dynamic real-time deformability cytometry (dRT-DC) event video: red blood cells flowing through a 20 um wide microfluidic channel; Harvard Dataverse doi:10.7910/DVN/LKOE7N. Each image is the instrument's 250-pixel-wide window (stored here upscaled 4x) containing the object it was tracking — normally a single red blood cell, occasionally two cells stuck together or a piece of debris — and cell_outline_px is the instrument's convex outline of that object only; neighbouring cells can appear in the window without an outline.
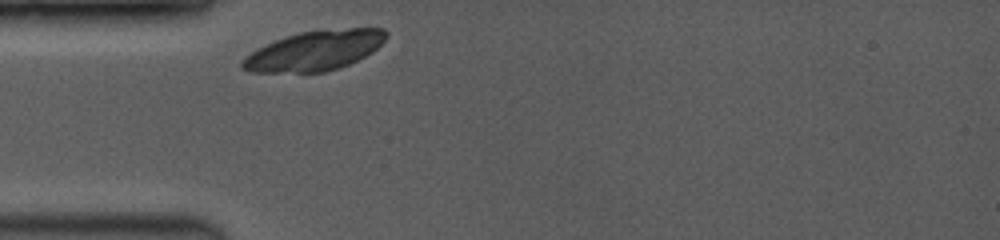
{"species": "common noctule bat (a hibernating species)", "species_latin": "Nyctalus noctula", "temperature_condition": "room temperature", "stored_images_in_passage": 14, "camera_frame_rate_fps": 3500, "um_per_image_px": 0.085, "animal": {"sex": "female", "body_mass_g": 19.0, "forearm_length_mm": 53.3}, "frame": {"image": 1, "passage_image": 1, "time_ms": 0.0, "image_size_px": [1000, 240], "cell_outline_px": [[388, 36], [372, 52], [348, 64], [324, 72], [252, 72], [240, 68], [240, 60], [244, 56], [276, 40], [300, 32], [348, 28], [384, 28], [388, 32]], "centroid_in_image_um": [26.74, 4.31], "position_along_channel_um": 58.3, "area_um2": 32.89}}
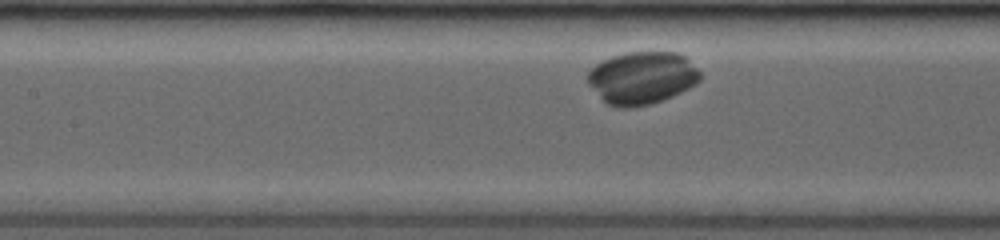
{"frame": {"image": 2, "passage_image": 10, "time_ms": 2.571, "image_size_px": [1000, 240], "cell_outline_px": [[700, 80], [696, 84], [672, 96], [652, 104], [628, 108], [620, 108], [608, 104], [588, 84], [588, 72], [596, 64], [612, 56], [624, 52], [680, 52], [700, 72]], "centroid_in_image_um": [54.57, 6.61], "position_along_channel_um": 152.8, "area_um2": 34.28}}